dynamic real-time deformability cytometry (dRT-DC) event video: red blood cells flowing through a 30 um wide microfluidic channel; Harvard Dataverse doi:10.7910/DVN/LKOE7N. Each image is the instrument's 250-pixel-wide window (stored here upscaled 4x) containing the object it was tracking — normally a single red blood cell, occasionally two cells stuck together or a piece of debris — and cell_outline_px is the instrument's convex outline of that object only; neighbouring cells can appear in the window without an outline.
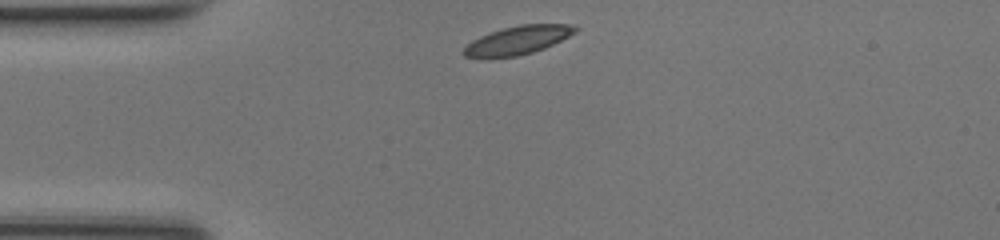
{"species": "common noctule bat (a hibernating species)", "species_latin": "Nyctalus noctula", "temperature_condition": "room temperature", "stored_images_in_passage": 31, "camera_frame_rate_fps": 3000, "um_per_image_px": 0.085, "animal": {"sex": "female", "body_mass_g": 17.0, "forearm_length_mm": 48.0}, "frame": {"image": 1, "passage_image": 1, "time_ms": 0.0, "image_size_px": [1000, 240], "cell_outline_px": [[580, 28], [576, 32], [544, 48], [532, 52], [516, 56], [488, 60], [480, 60], [464, 56], [460, 52], [472, 40], [480, 36], [504, 28], [520, 24], [568, 24]], "centroid_in_image_um": [43.92, 3.46], "position_along_channel_um": 41.1, "area_um2": 18.84}}
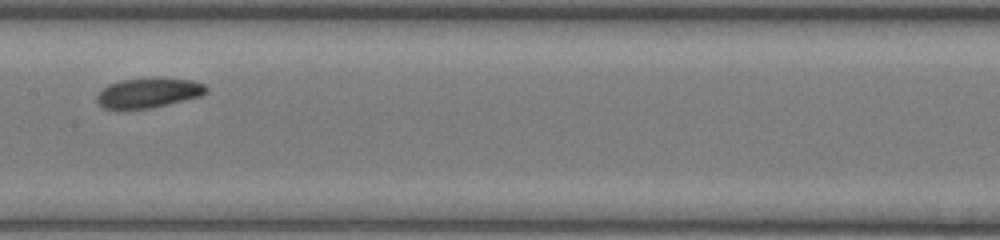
{"frame": {"image": 2, "passage_image": 14, "time_ms": 4.333, "image_size_px": [1000, 240], "cell_outline_px": [[208, 92], [200, 96], [152, 108], [104, 108], [96, 100], [96, 96], [108, 84], [120, 80], [192, 80], [204, 84], [208, 88]], "centroid_in_image_um": [12.63, 7.92], "position_along_channel_um": 194.8, "area_um2": 18.15}}
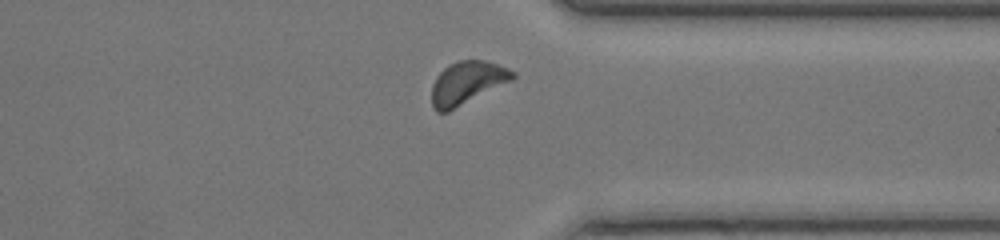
{"frame": {"image": 3, "passage_image": 27, "time_ms": 8.667, "image_size_px": [1000, 240], "cell_outline_px": [[516, 76], [512, 80], [448, 112], [436, 112], [432, 108], [432, 84], [436, 76], [448, 64], [456, 60], [484, 60], [508, 68], [516, 72]], "centroid_in_image_um": [39.68, 7.03], "position_along_channel_um": 371.7, "area_um2": 20.29}, "authors_computed_cell_mechanics": {"area_um2": 19.1318, "velocity_mm_per_s": 4.1599, "shape_relaxation_time_tau1_ms": 3.4384, "shape_relaxation_time_tau2_ms": 6.7632, "deformation_change_tau1": 0.1137, "deformation_change_tau2": 0.1442}}